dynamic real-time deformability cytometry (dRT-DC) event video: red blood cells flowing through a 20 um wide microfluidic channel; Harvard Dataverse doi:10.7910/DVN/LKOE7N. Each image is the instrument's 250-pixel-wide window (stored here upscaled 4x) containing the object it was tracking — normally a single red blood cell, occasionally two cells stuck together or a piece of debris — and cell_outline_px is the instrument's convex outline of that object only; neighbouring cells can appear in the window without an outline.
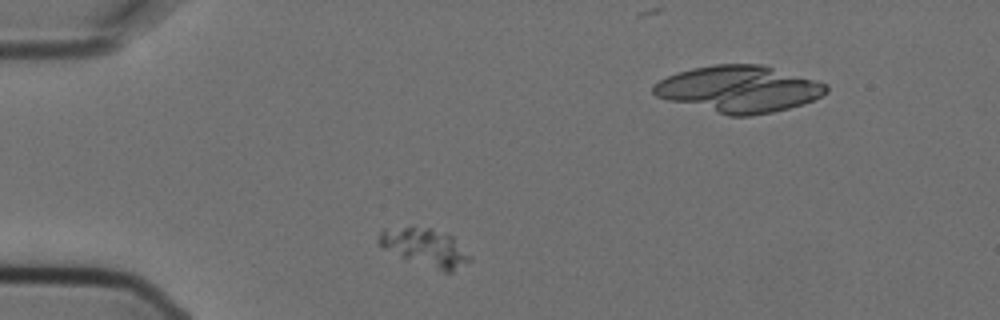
{"species": "Egyptian fruit bat (a non-hibernating species)", "species_latin": "Rousettus aegyptiacus", "temperature_condition": "cold", "stored_images_in_passage": 6, "camera_frame_rate_fps": 3000, "um_per_image_px": 0.085, "animal": {"sex": "female"}, "frame": {"image": 1, "passage_image": 2, "time_ms": 0.333, "image_size_px": [1000, 320], "cell_outline_px": [[472, 260], [452, 272], [444, 272], [404, 260], [380, 248], [380, 232], [384, 228], [412, 224], [432, 228], [452, 236], [472, 256]], "centroid_in_image_um": [36.1, 21.01], "position_along_channel_um": 48.9, "area_um2": 20.98}}
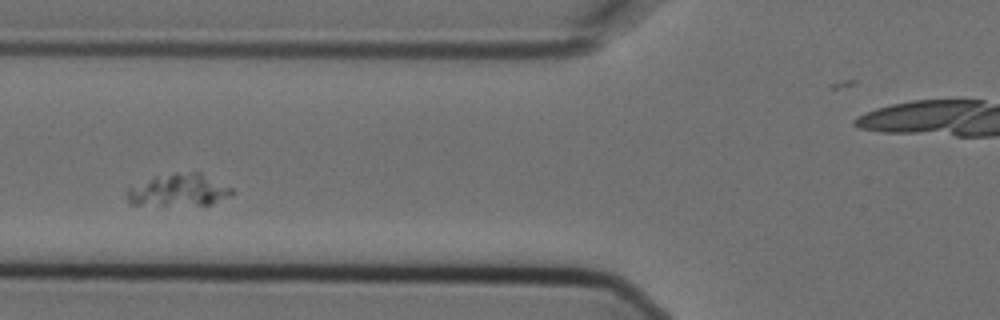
{"frame": {"image": 2, "passage_image": 4, "time_ms": 1.0, "image_size_px": [1000, 320], "cell_outline_px": [[232, 192], [228, 196], [212, 204], [128, 204], [128, 188], [156, 176], [176, 172], [200, 172], [232, 188]], "centroid_in_image_um": [15.2, 16.14], "position_along_channel_um": 110.6, "area_um2": 19.13}}
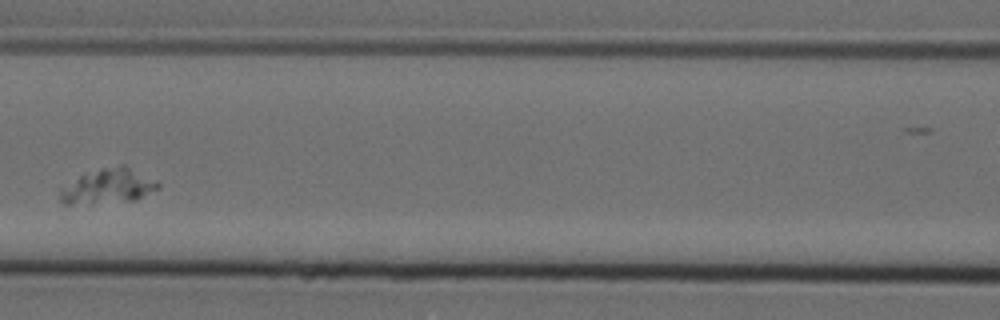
{"frame": {"image": 3, "passage_image": 5, "time_ms": 1.333, "image_size_px": [1000, 320], "cell_outline_px": [[160, 188], [136, 200], [72, 204], [64, 204], [60, 200], [60, 188], [84, 172], [100, 168], [120, 164], [124, 164], [156, 180], [160, 184]], "centroid_in_image_um": [9.19, 15.8], "position_along_channel_um": 157.4, "area_um2": 20.06}}